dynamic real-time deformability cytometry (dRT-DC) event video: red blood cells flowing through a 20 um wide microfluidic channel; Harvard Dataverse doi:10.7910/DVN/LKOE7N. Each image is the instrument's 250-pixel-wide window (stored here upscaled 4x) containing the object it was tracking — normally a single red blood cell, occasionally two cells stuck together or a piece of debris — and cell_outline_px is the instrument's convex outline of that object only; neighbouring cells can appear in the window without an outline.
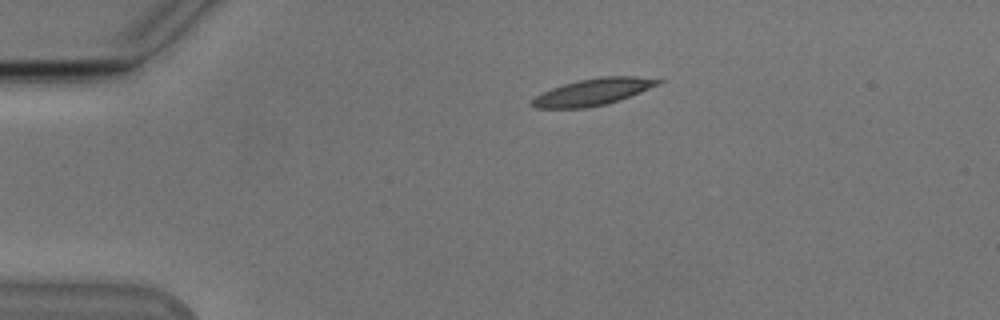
{"species": "Egyptian fruit bat (a non-hibernating species)", "species_latin": "Rousettus aegyptiacus", "temperature_condition": "cold", "stored_images_in_passage": 44, "camera_frame_rate_fps": 3000, "um_per_image_px": 0.085, "animal": {"sex": "male"}, "frame": {"image": 1, "passage_image": 1, "time_ms": 0.0, "image_size_px": [1000, 320], "cell_outline_px": [[664, 80], [660, 84], [620, 100], [608, 104], [588, 108], [536, 108], [532, 104], [532, 100], [536, 96], [552, 88], [576, 80], [600, 76], [636, 76]], "centroid_in_image_um": [50.44, 7.81], "position_along_channel_um": 34.6, "area_um2": 19.65}}
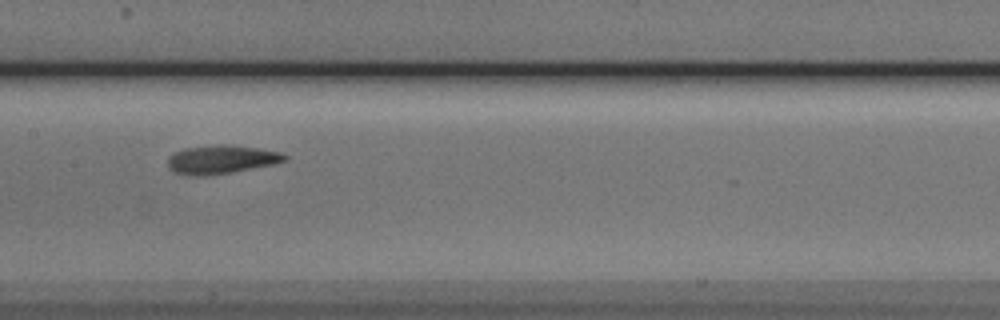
{"frame": {"image": 2, "passage_image": 17, "time_ms": 5.333, "image_size_px": [1000, 320], "cell_outline_px": [[288, 160], [276, 164], [204, 176], [188, 176], [176, 172], [168, 168], [168, 156], [184, 148], [256, 148], [280, 152], [288, 156]], "centroid_in_image_um": [18.81, 13.62], "position_along_channel_um": 188.6, "area_um2": 18.26}}
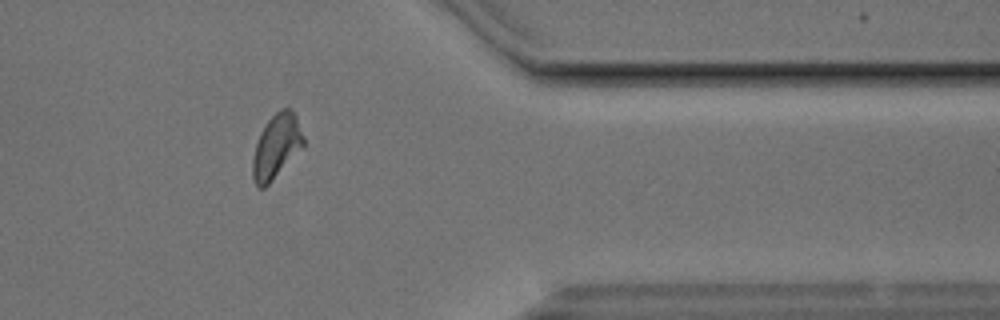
{"frame": {"image": 3, "passage_image": 34, "time_ms": 11.0, "image_size_px": [1000, 320], "cell_outline_px": [[304, 144], [272, 180], [264, 188], [256, 188], [252, 180], [252, 160], [256, 144], [260, 132], [268, 120], [280, 108], [292, 108], [296, 116], [304, 136]], "centroid_in_image_um": [23.46, 12.43], "position_along_channel_um": 387.9, "area_um2": 18.84}, "authors_computed_cell_mechanics": {"area_um2": 18.7561, "velocity_mm_per_s": 3.794, "shape_relaxation_time_tau1_ms": 5.2768, "shape_relaxation_time_tau2_ms": 2.8457, "deformation_change_tau1": 0.1501, "deformation_change_tau2": 0.1033}}